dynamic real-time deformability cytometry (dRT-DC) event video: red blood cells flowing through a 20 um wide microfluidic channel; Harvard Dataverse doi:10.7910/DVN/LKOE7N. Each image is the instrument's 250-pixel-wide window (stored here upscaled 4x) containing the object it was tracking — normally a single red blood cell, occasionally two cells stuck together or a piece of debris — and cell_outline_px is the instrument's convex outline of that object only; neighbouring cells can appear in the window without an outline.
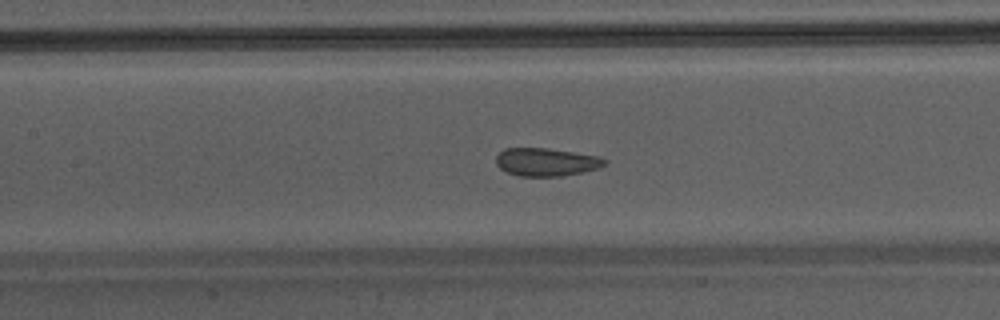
{"species": "Egyptian fruit bat (a non-hibernating species)", "species_latin": "Rousettus aegyptiacus", "temperature_condition": "warm", "stored_images_in_passage": 41, "camera_frame_rate_fps": 3000, "um_per_image_px": 0.085, "animal": {"sex": "male"}, "frame": {"image": 1, "passage_image": 16, "time_ms": 5.0, "image_size_px": [1000, 320], "cell_outline_px": [[608, 164], [596, 168], [580, 172], [560, 176], [520, 176], [504, 172], [496, 164], [496, 156], [504, 148], [548, 148], [600, 156], [608, 160]], "centroid_in_image_um": [46.42, 13.76], "position_along_channel_um": 161.0, "area_um2": 17.8}}
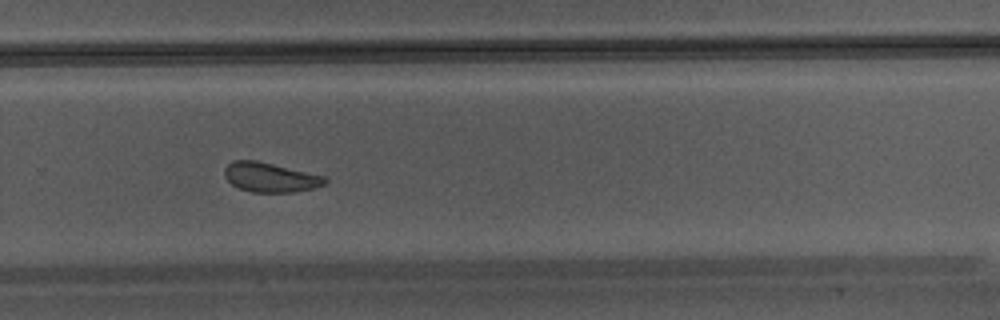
{"frame": {"image": 2, "passage_image": 26, "time_ms": 8.333, "image_size_px": [1000, 320], "cell_outline_px": [[328, 180], [324, 184], [312, 188], [292, 192], [252, 192], [240, 188], [232, 184], [224, 176], [224, 168], [232, 160], [256, 160], [324, 176]], "centroid_in_image_um": [22.93, 15.06], "position_along_channel_um": 306.9, "area_um2": 17.05}}
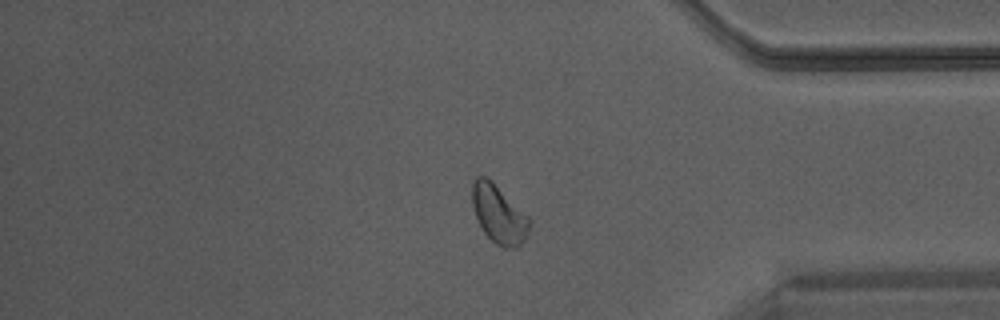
{"frame": {"image": 3, "passage_image": 33, "time_ms": 10.667, "image_size_px": [1000, 320], "cell_outline_px": [[532, 224], [524, 240], [516, 248], [504, 248], [496, 244], [484, 232], [476, 216], [472, 204], [472, 180], [476, 176], [484, 176], [492, 180], [532, 220]], "centroid_in_image_um": [42.41, 18.19], "position_along_channel_um": 392.8, "area_um2": 19.48}}